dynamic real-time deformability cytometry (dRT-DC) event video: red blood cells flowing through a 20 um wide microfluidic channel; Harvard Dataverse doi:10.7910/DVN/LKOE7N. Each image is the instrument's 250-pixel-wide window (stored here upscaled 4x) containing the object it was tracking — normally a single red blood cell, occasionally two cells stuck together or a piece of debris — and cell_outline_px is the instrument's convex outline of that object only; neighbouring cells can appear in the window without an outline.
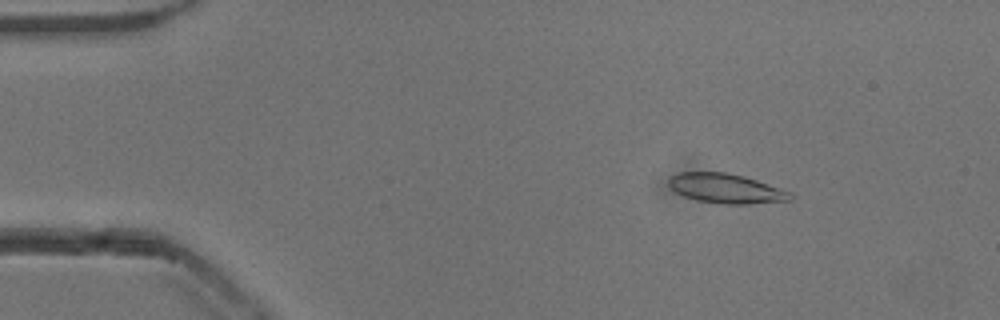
{"species": "common noctule bat (a hibernating species)", "species_latin": "Nyctalus noctula", "temperature_condition": "cold", "stored_images_in_passage": 54, "camera_frame_rate_fps": 3000, "um_per_image_px": 0.085, "animal": {"sex": "male", "body_mass_g": 13.3}, "frame": {"image": 1, "passage_image": 8, "time_ms": 2.333, "image_size_px": [1000, 320], "cell_outline_px": [[796, 196], [792, 200], [748, 204], [724, 204], [696, 200], [684, 196], [676, 192], [668, 184], [668, 180], [676, 172], [728, 172], [744, 176], [792, 192]], "centroid_in_image_um": [61.74, 16.02], "position_along_channel_um": 23.3, "area_um2": 21.1}}
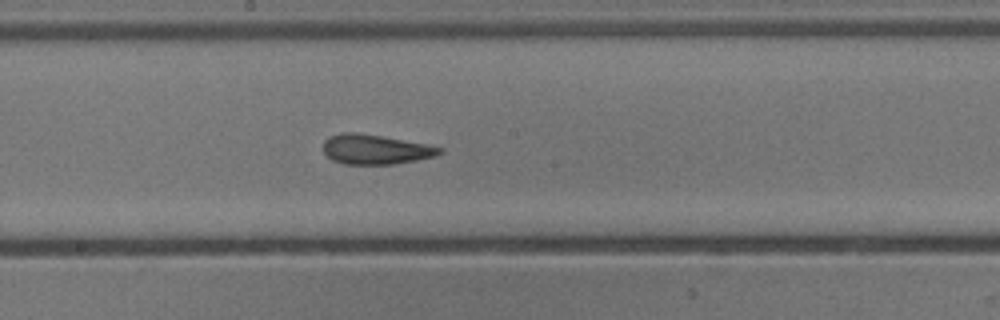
{"frame": {"image": 2, "passage_image": 29, "time_ms": 9.333, "image_size_px": [1000, 320], "cell_outline_px": [[444, 152], [436, 156], [396, 164], [344, 164], [332, 160], [324, 152], [324, 140], [328, 136], [344, 132], [356, 132], [380, 136], [424, 144], [444, 148]], "centroid_in_image_um": [31.9, 12.7], "position_along_channel_um": 216.3, "area_um2": 20.06}}
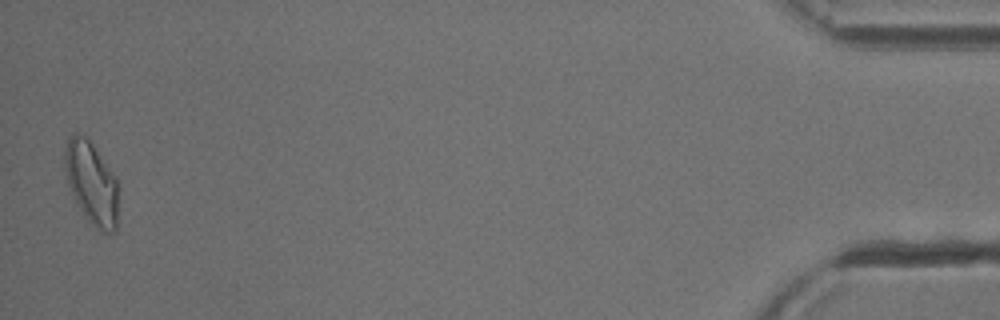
{"frame": {"image": 3, "passage_image": 53, "time_ms": 17.333, "image_size_px": [1000, 320], "cell_outline_px": [[116, 228], [112, 232], [104, 232], [92, 224], [84, 216], [68, 184], [64, 164], [64, 148], [68, 136], [72, 132], [76, 132], [84, 136], [92, 144], [116, 176]], "centroid_in_image_um": [7.74, 15.49], "position_along_channel_um": 427.5, "area_um2": 25.32}, "authors_computed_cell_mechanics": {"area_um2": 20.8369, "velocity_mm_per_s": 3.8332, "shape_relaxation_time_tau1_ms": null, "shape_relaxation_time_tau2_ms": 2.0199, "deformation_change_tau1": null, "deformation_change_tau2": 0.0945}}